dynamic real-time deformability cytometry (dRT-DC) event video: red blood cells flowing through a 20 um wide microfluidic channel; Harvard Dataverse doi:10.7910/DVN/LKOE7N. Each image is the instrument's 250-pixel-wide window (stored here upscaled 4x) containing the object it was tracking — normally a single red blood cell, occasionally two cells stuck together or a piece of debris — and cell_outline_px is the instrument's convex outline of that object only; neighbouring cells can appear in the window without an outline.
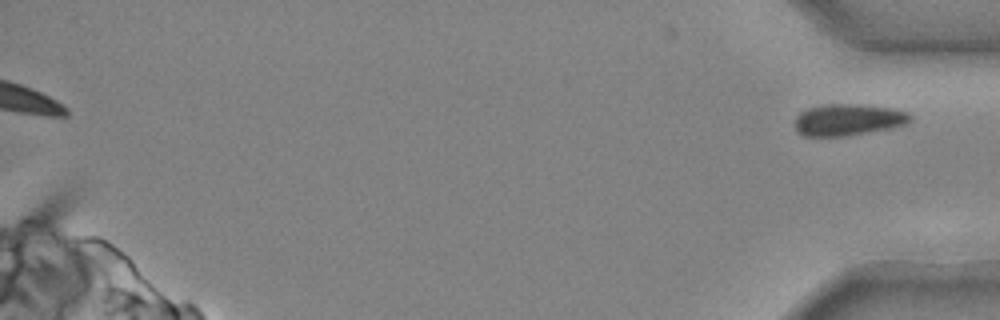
{"species": "common noctule bat (a hibernating species)", "species_latin": "Nyctalus noctula", "temperature_condition": "cold", "stored_images_in_passage": 28, "segment_of_instrument_passage": [2, 2], "camera_frame_rate_fps": 3000, "um_per_image_px": 0.085, "animal": {"sex": "male", "body_mass_g": 20.4}, "frame": {"image": 1, "passage_image": 28, "time_ms": 9.0, "image_size_px": [1000, 320], "cell_outline_px": [[912, 120], [904, 124], [888, 128], [868, 132], [844, 136], [804, 136], [796, 132], [796, 116], [800, 112], [808, 108], [824, 104], [856, 104], [892, 108], [908, 112], [912, 116]], "centroid_in_image_um": [72.07, 10.17], "position_along_channel_um": 363.1, "area_um2": 21.15}}